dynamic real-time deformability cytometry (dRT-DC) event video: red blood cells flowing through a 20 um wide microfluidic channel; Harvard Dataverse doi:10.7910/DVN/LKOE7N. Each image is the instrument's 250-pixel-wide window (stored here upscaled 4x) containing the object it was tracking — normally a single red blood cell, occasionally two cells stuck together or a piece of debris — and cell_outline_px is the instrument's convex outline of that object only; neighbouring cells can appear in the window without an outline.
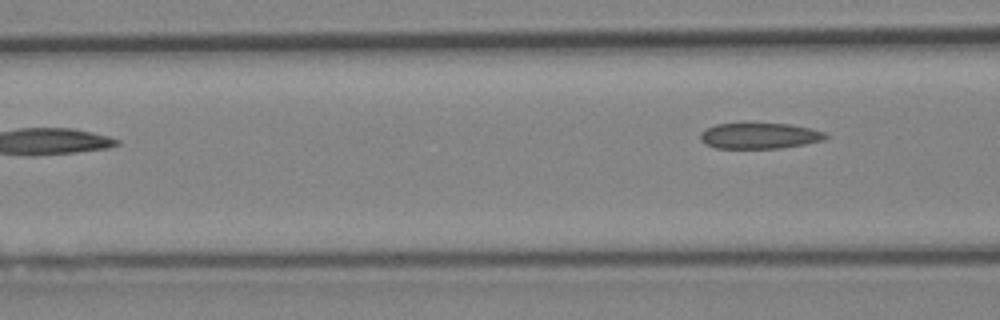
{"species": "Egyptian fruit bat (a non-hibernating species)", "species_latin": "Rousettus aegyptiacus", "temperature_condition": "cold", "stored_images_in_passage": 7, "camera_frame_rate_fps": 3000, "um_per_image_px": 0.085, "animal": {"sex": "female"}, "frame": {"image": 1, "passage_image": 7, "time_ms": 7.0, "image_size_px": [1000, 320], "cell_outline_px": [[828, 136], [824, 140], [804, 144], [780, 148], [716, 148], [704, 144], [700, 140], [700, 132], [716, 124], [788, 124], [812, 128], [824, 132]], "centroid_in_image_um": [64.55, 11.55], "position_along_channel_um": 102.1, "area_um2": 18.73}}